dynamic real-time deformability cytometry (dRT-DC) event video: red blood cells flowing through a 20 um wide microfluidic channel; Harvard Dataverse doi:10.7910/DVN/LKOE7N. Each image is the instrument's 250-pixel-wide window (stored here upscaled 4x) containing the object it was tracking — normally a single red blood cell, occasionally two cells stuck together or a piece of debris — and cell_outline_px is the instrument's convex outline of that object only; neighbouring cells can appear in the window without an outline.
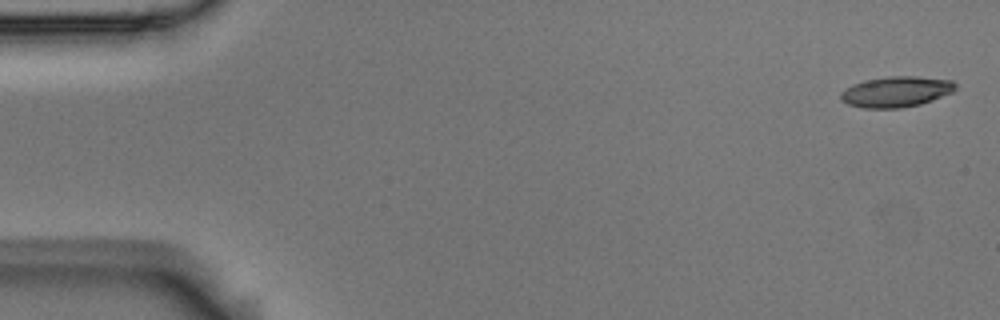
{"species": "Egyptian fruit bat (a non-hibernating species)", "species_latin": "Rousettus aegyptiacus", "temperature_condition": "room temperature", "stored_images_in_passage": 5, "segment_of_instrument_passage": [1, 2], "camera_frame_rate_fps": 3000, "um_per_image_px": 0.085, "animal": {"sex": "male"}, "frame": {"image": 1, "passage_image": 1, "time_ms": 0.0, "image_size_px": [1000, 320], "cell_outline_px": [[956, 88], [952, 92], [932, 100], [920, 104], [900, 108], [864, 108], [848, 104], [840, 100], [840, 92], [852, 84], [864, 80], [888, 76], [916, 76], [952, 80], [956, 84]], "centroid_in_image_um": [76.15, 7.79], "position_along_channel_um": 8.9, "area_um2": 20.58}}
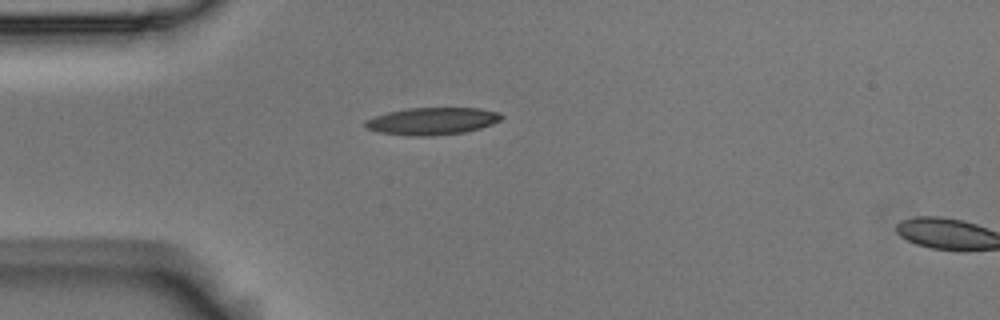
{"frame": {"image": 2, "passage_image": 4, "time_ms": 1.0, "image_size_px": [1000, 320], "cell_outline_px": [[504, 116], [500, 120], [492, 124], [480, 128], [464, 132], [432, 136], [412, 136], [380, 132], [368, 128], [364, 124], [364, 120], [388, 112], [408, 108], [480, 108], [500, 112]], "centroid_in_image_um": [36.77, 10.29], "position_along_channel_um": 48.2, "area_um2": 21.56}}